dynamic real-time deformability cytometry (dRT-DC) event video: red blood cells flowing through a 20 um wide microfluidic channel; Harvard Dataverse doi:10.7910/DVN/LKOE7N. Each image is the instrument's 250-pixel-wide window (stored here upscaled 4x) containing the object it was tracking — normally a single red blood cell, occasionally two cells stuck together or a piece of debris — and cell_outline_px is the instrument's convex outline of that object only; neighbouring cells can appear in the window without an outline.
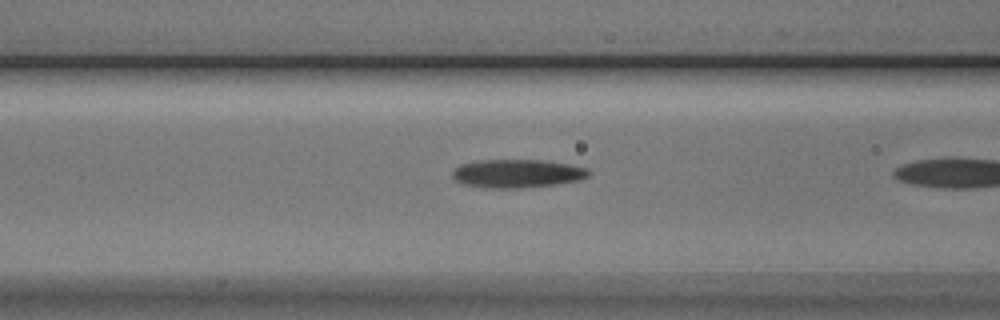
{"species": "Egyptian fruit bat (a non-hibernating species)", "species_latin": "Rousettus aegyptiacus", "temperature_condition": "cold", "stored_images_in_passage": 14, "camera_frame_rate_fps": 3000, "um_per_image_px": 0.085, "animal": {"sex": "male"}, "frame": {"image": 1, "passage_image": 7, "time_ms": 2.0, "image_size_px": [1000, 320], "cell_outline_px": [[592, 172], [588, 176], [576, 180], [556, 184], [520, 188], [488, 188], [464, 184], [456, 180], [452, 176], [452, 172], [460, 164], [480, 160], [544, 160], [568, 164], [588, 168]], "centroid_in_image_um": [43.96, 14.74], "position_along_channel_um": 122.6, "area_um2": 22.43}}
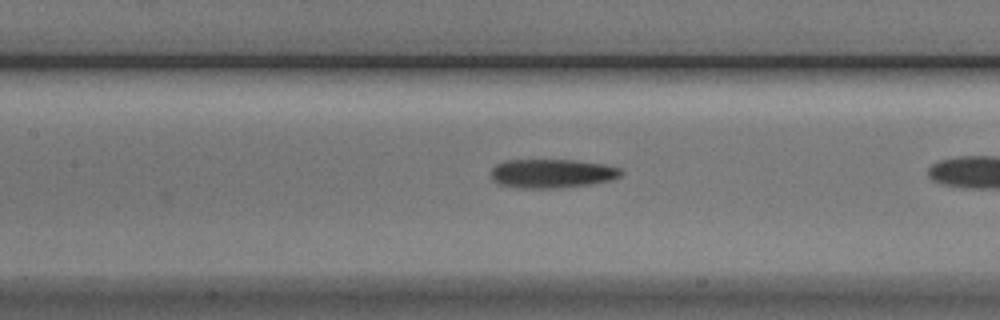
{"frame": {"image": 2, "passage_image": 10, "time_ms": 3.0, "image_size_px": [1000, 320], "cell_outline_px": [[624, 172], [620, 176], [608, 180], [588, 184], [556, 188], [516, 188], [496, 184], [492, 180], [492, 168], [496, 164], [504, 160], [572, 160], [604, 164], [620, 168]], "centroid_in_image_um": [46.86, 14.74], "position_along_channel_um": 160.5, "area_um2": 21.91}}